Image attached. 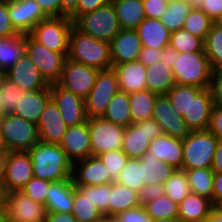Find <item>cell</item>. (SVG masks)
<instances>
[{
    "mask_svg": "<svg viewBox=\"0 0 222 222\" xmlns=\"http://www.w3.org/2000/svg\"><path fill=\"white\" fill-rule=\"evenodd\" d=\"M1 101V100H0ZM5 114L3 113V109H2V106L0 104V120L3 118Z\"/></svg>",
    "mask_w": 222,
    "mask_h": 222,
    "instance_id": "b9fcfbb0",
    "label": "cell"
},
{
    "mask_svg": "<svg viewBox=\"0 0 222 222\" xmlns=\"http://www.w3.org/2000/svg\"><path fill=\"white\" fill-rule=\"evenodd\" d=\"M75 162L80 164V167L78 166L77 170L74 164L72 173L74 185L97 186L114 182L98 156L92 155Z\"/></svg>",
    "mask_w": 222,
    "mask_h": 222,
    "instance_id": "44dd1931",
    "label": "cell"
},
{
    "mask_svg": "<svg viewBox=\"0 0 222 222\" xmlns=\"http://www.w3.org/2000/svg\"><path fill=\"white\" fill-rule=\"evenodd\" d=\"M145 18L160 19L165 13L168 4L161 0H142Z\"/></svg>",
    "mask_w": 222,
    "mask_h": 222,
    "instance_id": "9f6ffc18",
    "label": "cell"
},
{
    "mask_svg": "<svg viewBox=\"0 0 222 222\" xmlns=\"http://www.w3.org/2000/svg\"><path fill=\"white\" fill-rule=\"evenodd\" d=\"M121 29H136L145 19L142 0H111Z\"/></svg>",
    "mask_w": 222,
    "mask_h": 222,
    "instance_id": "d6a6232c",
    "label": "cell"
},
{
    "mask_svg": "<svg viewBox=\"0 0 222 222\" xmlns=\"http://www.w3.org/2000/svg\"><path fill=\"white\" fill-rule=\"evenodd\" d=\"M175 85L172 68L167 67L162 61L146 67V86L149 91L165 95Z\"/></svg>",
    "mask_w": 222,
    "mask_h": 222,
    "instance_id": "4dcf8cb0",
    "label": "cell"
},
{
    "mask_svg": "<svg viewBox=\"0 0 222 222\" xmlns=\"http://www.w3.org/2000/svg\"><path fill=\"white\" fill-rule=\"evenodd\" d=\"M78 0H61L62 9L70 15L75 9Z\"/></svg>",
    "mask_w": 222,
    "mask_h": 222,
    "instance_id": "2644e50d",
    "label": "cell"
},
{
    "mask_svg": "<svg viewBox=\"0 0 222 222\" xmlns=\"http://www.w3.org/2000/svg\"><path fill=\"white\" fill-rule=\"evenodd\" d=\"M46 214L44 204L30 199L21 191L5 193L4 222H44Z\"/></svg>",
    "mask_w": 222,
    "mask_h": 222,
    "instance_id": "9c48e42d",
    "label": "cell"
},
{
    "mask_svg": "<svg viewBox=\"0 0 222 222\" xmlns=\"http://www.w3.org/2000/svg\"><path fill=\"white\" fill-rule=\"evenodd\" d=\"M111 183L91 186V200L102 214H109Z\"/></svg>",
    "mask_w": 222,
    "mask_h": 222,
    "instance_id": "f907efd6",
    "label": "cell"
},
{
    "mask_svg": "<svg viewBox=\"0 0 222 222\" xmlns=\"http://www.w3.org/2000/svg\"><path fill=\"white\" fill-rule=\"evenodd\" d=\"M98 157L114 181L117 180L121 170L125 167L129 159L122 149L107 151L98 155Z\"/></svg>",
    "mask_w": 222,
    "mask_h": 222,
    "instance_id": "c3c4849f",
    "label": "cell"
},
{
    "mask_svg": "<svg viewBox=\"0 0 222 222\" xmlns=\"http://www.w3.org/2000/svg\"><path fill=\"white\" fill-rule=\"evenodd\" d=\"M50 95L67 127L78 126L87 121L84 99L57 83L50 84Z\"/></svg>",
    "mask_w": 222,
    "mask_h": 222,
    "instance_id": "9a60e30c",
    "label": "cell"
},
{
    "mask_svg": "<svg viewBox=\"0 0 222 222\" xmlns=\"http://www.w3.org/2000/svg\"><path fill=\"white\" fill-rule=\"evenodd\" d=\"M198 8L215 23L222 16V0H203Z\"/></svg>",
    "mask_w": 222,
    "mask_h": 222,
    "instance_id": "91938a15",
    "label": "cell"
},
{
    "mask_svg": "<svg viewBox=\"0 0 222 222\" xmlns=\"http://www.w3.org/2000/svg\"><path fill=\"white\" fill-rule=\"evenodd\" d=\"M4 202H5V192L3 187L0 185V221H3Z\"/></svg>",
    "mask_w": 222,
    "mask_h": 222,
    "instance_id": "753ad0ef",
    "label": "cell"
},
{
    "mask_svg": "<svg viewBox=\"0 0 222 222\" xmlns=\"http://www.w3.org/2000/svg\"><path fill=\"white\" fill-rule=\"evenodd\" d=\"M142 162L140 159H128L116 182L132 190L139 191L145 185L143 181Z\"/></svg>",
    "mask_w": 222,
    "mask_h": 222,
    "instance_id": "bcb514c9",
    "label": "cell"
},
{
    "mask_svg": "<svg viewBox=\"0 0 222 222\" xmlns=\"http://www.w3.org/2000/svg\"><path fill=\"white\" fill-rule=\"evenodd\" d=\"M151 219H168L178 221V204L165 194L144 205Z\"/></svg>",
    "mask_w": 222,
    "mask_h": 222,
    "instance_id": "b9f144b4",
    "label": "cell"
},
{
    "mask_svg": "<svg viewBox=\"0 0 222 222\" xmlns=\"http://www.w3.org/2000/svg\"><path fill=\"white\" fill-rule=\"evenodd\" d=\"M169 46L179 53L204 52L203 41L184 29L171 32Z\"/></svg>",
    "mask_w": 222,
    "mask_h": 222,
    "instance_id": "7dc6e473",
    "label": "cell"
},
{
    "mask_svg": "<svg viewBox=\"0 0 222 222\" xmlns=\"http://www.w3.org/2000/svg\"><path fill=\"white\" fill-rule=\"evenodd\" d=\"M164 194V185L157 183L145 184L138 191V197L141 205H144L146 202H149L151 200H155Z\"/></svg>",
    "mask_w": 222,
    "mask_h": 222,
    "instance_id": "11a10c76",
    "label": "cell"
},
{
    "mask_svg": "<svg viewBox=\"0 0 222 222\" xmlns=\"http://www.w3.org/2000/svg\"><path fill=\"white\" fill-rule=\"evenodd\" d=\"M165 195L179 204L191 193L188 178L184 170L176 169L171 177L164 183Z\"/></svg>",
    "mask_w": 222,
    "mask_h": 222,
    "instance_id": "ee69618b",
    "label": "cell"
},
{
    "mask_svg": "<svg viewBox=\"0 0 222 222\" xmlns=\"http://www.w3.org/2000/svg\"><path fill=\"white\" fill-rule=\"evenodd\" d=\"M217 23L222 27V16H221V18L217 21Z\"/></svg>",
    "mask_w": 222,
    "mask_h": 222,
    "instance_id": "09005b40",
    "label": "cell"
},
{
    "mask_svg": "<svg viewBox=\"0 0 222 222\" xmlns=\"http://www.w3.org/2000/svg\"><path fill=\"white\" fill-rule=\"evenodd\" d=\"M71 213L78 222H95L103 215L91 200V186L74 185Z\"/></svg>",
    "mask_w": 222,
    "mask_h": 222,
    "instance_id": "f1b7e54d",
    "label": "cell"
},
{
    "mask_svg": "<svg viewBox=\"0 0 222 222\" xmlns=\"http://www.w3.org/2000/svg\"><path fill=\"white\" fill-rule=\"evenodd\" d=\"M120 91L116 72L100 70L93 88L84 99L87 118L102 117L112 97Z\"/></svg>",
    "mask_w": 222,
    "mask_h": 222,
    "instance_id": "ba28073f",
    "label": "cell"
},
{
    "mask_svg": "<svg viewBox=\"0 0 222 222\" xmlns=\"http://www.w3.org/2000/svg\"><path fill=\"white\" fill-rule=\"evenodd\" d=\"M150 222H176V221L168 219H151Z\"/></svg>",
    "mask_w": 222,
    "mask_h": 222,
    "instance_id": "11e5206c",
    "label": "cell"
},
{
    "mask_svg": "<svg viewBox=\"0 0 222 222\" xmlns=\"http://www.w3.org/2000/svg\"><path fill=\"white\" fill-rule=\"evenodd\" d=\"M73 21L69 16L48 17L40 21L29 35L54 52L68 53L69 33Z\"/></svg>",
    "mask_w": 222,
    "mask_h": 222,
    "instance_id": "52a82bcc",
    "label": "cell"
},
{
    "mask_svg": "<svg viewBox=\"0 0 222 222\" xmlns=\"http://www.w3.org/2000/svg\"><path fill=\"white\" fill-rule=\"evenodd\" d=\"M50 100V86L41 90H24V94L16 104L13 114L37 124Z\"/></svg>",
    "mask_w": 222,
    "mask_h": 222,
    "instance_id": "603a6c76",
    "label": "cell"
},
{
    "mask_svg": "<svg viewBox=\"0 0 222 222\" xmlns=\"http://www.w3.org/2000/svg\"><path fill=\"white\" fill-rule=\"evenodd\" d=\"M161 1H163V2H165V3H169V2L172 1V0H161Z\"/></svg>",
    "mask_w": 222,
    "mask_h": 222,
    "instance_id": "979ff035",
    "label": "cell"
},
{
    "mask_svg": "<svg viewBox=\"0 0 222 222\" xmlns=\"http://www.w3.org/2000/svg\"><path fill=\"white\" fill-rule=\"evenodd\" d=\"M211 169L214 173H222V141H219L213 156Z\"/></svg>",
    "mask_w": 222,
    "mask_h": 222,
    "instance_id": "003e7915",
    "label": "cell"
},
{
    "mask_svg": "<svg viewBox=\"0 0 222 222\" xmlns=\"http://www.w3.org/2000/svg\"><path fill=\"white\" fill-rule=\"evenodd\" d=\"M185 171L191 193L212 202L214 172L211 168L182 169Z\"/></svg>",
    "mask_w": 222,
    "mask_h": 222,
    "instance_id": "f35d334b",
    "label": "cell"
},
{
    "mask_svg": "<svg viewBox=\"0 0 222 222\" xmlns=\"http://www.w3.org/2000/svg\"><path fill=\"white\" fill-rule=\"evenodd\" d=\"M218 142L208 130L190 131L182 140V169L211 168Z\"/></svg>",
    "mask_w": 222,
    "mask_h": 222,
    "instance_id": "5b68a950",
    "label": "cell"
},
{
    "mask_svg": "<svg viewBox=\"0 0 222 222\" xmlns=\"http://www.w3.org/2000/svg\"><path fill=\"white\" fill-rule=\"evenodd\" d=\"M0 131L9 152L28 151L40 141L37 124L13 113L5 114L0 120Z\"/></svg>",
    "mask_w": 222,
    "mask_h": 222,
    "instance_id": "8992f818",
    "label": "cell"
},
{
    "mask_svg": "<svg viewBox=\"0 0 222 222\" xmlns=\"http://www.w3.org/2000/svg\"><path fill=\"white\" fill-rule=\"evenodd\" d=\"M172 70L177 85L209 88L213 69L205 52L179 53Z\"/></svg>",
    "mask_w": 222,
    "mask_h": 222,
    "instance_id": "277c9868",
    "label": "cell"
},
{
    "mask_svg": "<svg viewBox=\"0 0 222 222\" xmlns=\"http://www.w3.org/2000/svg\"><path fill=\"white\" fill-rule=\"evenodd\" d=\"M161 49L142 47V50L139 55V61L145 66H150L159 62Z\"/></svg>",
    "mask_w": 222,
    "mask_h": 222,
    "instance_id": "6125c7cd",
    "label": "cell"
},
{
    "mask_svg": "<svg viewBox=\"0 0 222 222\" xmlns=\"http://www.w3.org/2000/svg\"><path fill=\"white\" fill-rule=\"evenodd\" d=\"M203 46L212 69H222V27L218 23L212 25Z\"/></svg>",
    "mask_w": 222,
    "mask_h": 222,
    "instance_id": "60d3db41",
    "label": "cell"
},
{
    "mask_svg": "<svg viewBox=\"0 0 222 222\" xmlns=\"http://www.w3.org/2000/svg\"><path fill=\"white\" fill-rule=\"evenodd\" d=\"M48 17L69 16L61 6V0H35Z\"/></svg>",
    "mask_w": 222,
    "mask_h": 222,
    "instance_id": "94428289",
    "label": "cell"
},
{
    "mask_svg": "<svg viewBox=\"0 0 222 222\" xmlns=\"http://www.w3.org/2000/svg\"><path fill=\"white\" fill-rule=\"evenodd\" d=\"M72 213H50L47 212L44 222H76Z\"/></svg>",
    "mask_w": 222,
    "mask_h": 222,
    "instance_id": "03108f58",
    "label": "cell"
},
{
    "mask_svg": "<svg viewBox=\"0 0 222 222\" xmlns=\"http://www.w3.org/2000/svg\"><path fill=\"white\" fill-rule=\"evenodd\" d=\"M214 207L208 198L190 193L178 204L177 222H205Z\"/></svg>",
    "mask_w": 222,
    "mask_h": 222,
    "instance_id": "83f0119b",
    "label": "cell"
},
{
    "mask_svg": "<svg viewBox=\"0 0 222 222\" xmlns=\"http://www.w3.org/2000/svg\"><path fill=\"white\" fill-rule=\"evenodd\" d=\"M28 153L34 177L52 182L72 178L74 163L60 145L39 141Z\"/></svg>",
    "mask_w": 222,
    "mask_h": 222,
    "instance_id": "6da1fadb",
    "label": "cell"
},
{
    "mask_svg": "<svg viewBox=\"0 0 222 222\" xmlns=\"http://www.w3.org/2000/svg\"><path fill=\"white\" fill-rule=\"evenodd\" d=\"M18 34L9 17L8 0H0V38Z\"/></svg>",
    "mask_w": 222,
    "mask_h": 222,
    "instance_id": "816d5d0a",
    "label": "cell"
},
{
    "mask_svg": "<svg viewBox=\"0 0 222 222\" xmlns=\"http://www.w3.org/2000/svg\"><path fill=\"white\" fill-rule=\"evenodd\" d=\"M33 177L32 160L28 151H10L1 183L4 192L20 191Z\"/></svg>",
    "mask_w": 222,
    "mask_h": 222,
    "instance_id": "5bb4252c",
    "label": "cell"
},
{
    "mask_svg": "<svg viewBox=\"0 0 222 222\" xmlns=\"http://www.w3.org/2000/svg\"><path fill=\"white\" fill-rule=\"evenodd\" d=\"M158 96V94L148 89L129 94L131 120L133 123L152 119L153 108Z\"/></svg>",
    "mask_w": 222,
    "mask_h": 222,
    "instance_id": "8d00e7d4",
    "label": "cell"
},
{
    "mask_svg": "<svg viewBox=\"0 0 222 222\" xmlns=\"http://www.w3.org/2000/svg\"><path fill=\"white\" fill-rule=\"evenodd\" d=\"M143 181L145 184H162L172 176L176 168L157 159L154 154L145 152L141 157Z\"/></svg>",
    "mask_w": 222,
    "mask_h": 222,
    "instance_id": "836d02e7",
    "label": "cell"
},
{
    "mask_svg": "<svg viewBox=\"0 0 222 222\" xmlns=\"http://www.w3.org/2000/svg\"><path fill=\"white\" fill-rule=\"evenodd\" d=\"M26 54L49 84L60 80L68 53L54 52L26 34Z\"/></svg>",
    "mask_w": 222,
    "mask_h": 222,
    "instance_id": "8fae6325",
    "label": "cell"
},
{
    "mask_svg": "<svg viewBox=\"0 0 222 222\" xmlns=\"http://www.w3.org/2000/svg\"><path fill=\"white\" fill-rule=\"evenodd\" d=\"M192 9V6L184 0H172L169 2L165 13L160 21L170 31L183 29L185 20Z\"/></svg>",
    "mask_w": 222,
    "mask_h": 222,
    "instance_id": "ab89813d",
    "label": "cell"
},
{
    "mask_svg": "<svg viewBox=\"0 0 222 222\" xmlns=\"http://www.w3.org/2000/svg\"><path fill=\"white\" fill-rule=\"evenodd\" d=\"M116 72L120 91L128 94L147 89L146 67L139 61H131L113 65Z\"/></svg>",
    "mask_w": 222,
    "mask_h": 222,
    "instance_id": "cb8c5ba5",
    "label": "cell"
},
{
    "mask_svg": "<svg viewBox=\"0 0 222 222\" xmlns=\"http://www.w3.org/2000/svg\"><path fill=\"white\" fill-rule=\"evenodd\" d=\"M102 118L124 128L131 125L133 122L129 94L123 91L117 92L110 100Z\"/></svg>",
    "mask_w": 222,
    "mask_h": 222,
    "instance_id": "74e56055",
    "label": "cell"
},
{
    "mask_svg": "<svg viewBox=\"0 0 222 222\" xmlns=\"http://www.w3.org/2000/svg\"><path fill=\"white\" fill-rule=\"evenodd\" d=\"M73 179L52 182L47 191L45 207L50 213H71L73 209Z\"/></svg>",
    "mask_w": 222,
    "mask_h": 222,
    "instance_id": "484cf974",
    "label": "cell"
},
{
    "mask_svg": "<svg viewBox=\"0 0 222 222\" xmlns=\"http://www.w3.org/2000/svg\"><path fill=\"white\" fill-rule=\"evenodd\" d=\"M135 30L141 40L142 47L162 50L169 46L171 32L160 19L145 18Z\"/></svg>",
    "mask_w": 222,
    "mask_h": 222,
    "instance_id": "4316f807",
    "label": "cell"
},
{
    "mask_svg": "<svg viewBox=\"0 0 222 222\" xmlns=\"http://www.w3.org/2000/svg\"><path fill=\"white\" fill-rule=\"evenodd\" d=\"M142 50L141 40L135 29H121L110 42L112 66L137 61Z\"/></svg>",
    "mask_w": 222,
    "mask_h": 222,
    "instance_id": "d6986e66",
    "label": "cell"
},
{
    "mask_svg": "<svg viewBox=\"0 0 222 222\" xmlns=\"http://www.w3.org/2000/svg\"><path fill=\"white\" fill-rule=\"evenodd\" d=\"M95 222H119L116 215L103 214Z\"/></svg>",
    "mask_w": 222,
    "mask_h": 222,
    "instance_id": "8c879c8a",
    "label": "cell"
},
{
    "mask_svg": "<svg viewBox=\"0 0 222 222\" xmlns=\"http://www.w3.org/2000/svg\"><path fill=\"white\" fill-rule=\"evenodd\" d=\"M152 119L155 120L167 134L173 138L183 140L190 130L182 117L165 95H159L155 101Z\"/></svg>",
    "mask_w": 222,
    "mask_h": 222,
    "instance_id": "2e32d148",
    "label": "cell"
},
{
    "mask_svg": "<svg viewBox=\"0 0 222 222\" xmlns=\"http://www.w3.org/2000/svg\"><path fill=\"white\" fill-rule=\"evenodd\" d=\"M26 53V34L0 38V71L4 74Z\"/></svg>",
    "mask_w": 222,
    "mask_h": 222,
    "instance_id": "1f68e13d",
    "label": "cell"
},
{
    "mask_svg": "<svg viewBox=\"0 0 222 222\" xmlns=\"http://www.w3.org/2000/svg\"><path fill=\"white\" fill-rule=\"evenodd\" d=\"M203 88L191 85H175L165 96L173 104L174 109L182 115L190 130L192 96H196Z\"/></svg>",
    "mask_w": 222,
    "mask_h": 222,
    "instance_id": "e575fe53",
    "label": "cell"
},
{
    "mask_svg": "<svg viewBox=\"0 0 222 222\" xmlns=\"http://www.w3.org/2000/svg\"><path fill=\"white\" fill-rule=\"evenodd\" d=\"M51 183L52 181L33 177L20 191L27 195L30 199L45 205L47 200V191Z\"/></svg>",
    "mask_w": 222,
    "mask_h": 222,
    "instance_id": "681fc988",
    "label": "cell"
},
{
    "mask_svg": "<svg viewBox=\"0 0 222 222\" xmlns=\"http://www.w3.org/2000/svg\"><path fill=\"white\" fill-rule=\"evenodd\" d=\"M116 216L119 222H150L151 220L143 205L120 212Z\"/></svg>",
    "mask_w": 222,
    "mask_h": 222,
    "instance_id": "db71d44e",
    "label": "cell"
},
{
    "mask_svg": "<svg viewBox=\"0 0 222 222\" xmlns=\"http://www.w3.org/2000/svg\"><path fill=\"white\" fill-rule=\"evenodd\" d=\"M205 222H222V206H215Z\"/></svg>",
    "mask_w": 222,
    "mask_h": 222,
    "instance_id": "a7ac6f4b",
    "label": "cell"
},
{
    "mask_svg": "<svg viewBox=\"0 0 222 222\" xmlns=\"http://www.w3.org/2000/svg\"><path fill=\"white\" fill-rule=\"evenodd\" d=\"M148 151L158 160L170 164L176 169H182L183 145L181 139L163 133L150 141Z\"/></svg>",
    "mask_w": 222,
    "mask_h": 222,
    "instance_id": "d4e9b609",
    "label": "cell"
},
{
    "mask_svg": "<svg viewBox=\"0 0 222 222\" xmlns=\"http://www.w3.org/2000/svg\"><path fill=\"white\" fill-rule=\"evenodd\" d=\"M4 75L22 90H41L50 86L26 53Z\"/></svg>",
    "mask_w": 222,
    "mask_h": 222,
    "instance_id": "ac0fdd59",
    "label": "cell"
},
{
    "mask_svg": "<svg viewBox=\"0 0 222 222\" xmlns=\"http://www.w3.org/2000/svg\"><path fill=\"white\" fill-rule=\"evenodd\" d=\"M59 145L76 166L75 161L92 156L87 121L78 126L68 127Z\"/></svg>",
    "mask_w": 222,
    "mask_h": 222,
    "instance_id": "7402d4cb",
    "label": "cell"
},
{
    "mask_svg": "<svg viewBox=\"0 0 222 222\" xmlns=\"http://www.w3.org/2000/svg\"><path fill=\"white\" fill-rule=\"evenodd\" d=\"M162 134V128L153 119L132 123L125 127L121 149L129 159H141L148 151L150 141Z\"/></svg>",
    "mask_w": 222,
    "mask_h": 222,
    "instance_id": "30bf717a",
    "label": "cell"
},
{
    "mask_svg": "<svg viewBox=\"0 0 222 222\" xmlns=\"http://www.w3.org/2000/svg\"><path fill=\"white\" fill-rule=\"evenodd\" d=\"M100 70L66 58L60 80L57 84L85 99L94 86Z\"/></svg>",
    "mask_w": 222,
    "mask_h": 222,
    "instance_id": "4fadbf2b",
    "label": "cell"
},
{
    "mask_svg": "<svg viewBox=\"0 0 222 222\" xmlns=\"http://www.w3.org/2000/svg\"><path fill=\"white\" fill-rule=\"evenodd\" d=\"M212 204L222 206V173H214Z\"/></svg>",
    "mask_w": 222,
    "mask_h": 222,
    "instance_id": "be15d7a7",
    "label": "cell"
},
{
    "mask_svg": "<svg viewBox=\"0 0 222 222\" xmlns=\"http://www.w3.org/2000/svg\"><path fill=\"white\" fill-rule=\"evenodd\" d=\"M8 154H9L8 150H0V185L5 175L6 160Z\"/></svg>",
    "mask_w": 222,
    "mask_h": 222,
    "instance_id": "89a4df30",
    "label": "cell"
},
{
    "mask_svg": "<svg viewBox=\"0 0 222 222\" xmlns=\"http://www.w3.org/2000/svg\"><path fill=\"white\" fill-rule=\"evenodd\" d=\"M207 130L222 141V106L213 105Z\"/></svg>",
    "mask_w": 222,
    "mask_h": 222,
    "instance_id": "680465c9",
    "label": "cell"
},
{
    "mask_svg": "<svg viewBox=\"0 0 222 222\" xmlns=\"http://www.w3.org/2000/svg\"><path fill=\"white\" fill-rule=\"evenodd\" d=\"M213 105L209 88H203L192 96L190 131L207 130Z\"/></svg>",
    "mask_w": 222,
    "mask_h": 222,
    "instance_id": "f546056e",
    "label": "cell"
},
{
    "mask_svg": "<svg viewBox=\"0 0 222 222\" xmlns=\"http://www.w3.org/2000/svg\"><path fill=\"white\" fill-rule=\"evenodd\" d=\"M67 58L98 70L112 68L110 43L85 35L74 26L69 33Z\"/></svg>",
    "mask_w": 222,
    "mask_h": 222,
    "instance_id": "7a4b0ae2",
    "label": "cell"
},
{
    "mask_svg": "<svg viewBox=\"0 0 222 222\" xmlns=\"http://www.w3.org/2000/svg\"><path fill=\"white\" fill-rule=\"evenodd\" d=\"M8 11L14 28L24 34L48 18L35 0H8Z\"/></svg>",
    "mask_w": 222,
    "mask_h": 222,
    "instance_id": "e0dca14e",
    "label": "cell"
},
{
    "mask_svg": "<svg viewBox=\"0 0 222 222\" xmlns=\"http://www.w3.org/2000/svg\"><path fill=\"white\" fill-rule=\"evenodd\" d=\"M111 0H78L76 9L69 15L74 22L79 16L109 4Z\"/></svg>",
    "mask_w": 222,
    "mask_h": 222,
    "instance_id": "f5cc1de1",
    "label": "cell"
},
{
    "mask_svg": "<svg viewBox=\"0 0 222 222\" xmlns=\"http://www.w3.org/2000/svg\"><path fill=\"white\" fill-rule=\"evenodd\" d=\"M24 90L9 80L4 74L0 78V104L4 114H12Z\"/></svg>",
    "mask_w": 222,
    "mask_h": 222,
    "instance_id": "f6af8a7d",
    "label": "cell"
},
{
    "mask_svg": "<svg viewBox=\"0 0 222 222\" xmlns=\"http://www.w3.org/2000/svg\"><path fill=\"white\" fill-rule=\"evenodd\" d=\"M37 128L41 142L56 145L61 143L68 127L52 99L47 103L45 110L42 112Z\"/></svg>",
    "mask_w": 222,
    "mask_h": 222,
    "instance_id": "ffe728a7",
    "label": "cell"
},
{
    "mask_svg": "<svg viewBox=\"0 0 222 222\" xmlns=\"http://www.w3.org/2000/svg\"><path fill=\"white\" fill-rule=\"evenodd\" d=\"M0 150H7L4 143H3V138L1 135V131H0Z\"/></svg>",
    "mask_w": 222,
    "mask_h": 222,
    "instance_id": "2a66077c",
    "label": "cell"
},
{
    "mask_svg": "<svg viewBox=\"0 0 222 222\" xmlns=\"http://www.w3.org/2000/svg\"><path fill=\"white\" fill-rule=\"evenodd\" d=\"M93 156L122 148L125 128L102 117L87 118Z\"/></svg>",
    "mask_w": 222,
    "mask_h": 222,
    "instance_id": "7c38bea8",
    "label": "cell"
},
{
    "mask_svg": "<svg viewBox=\"0 0 222 222\" xmlns=\"http://www.w3.org/2000/svg\"><path fill=\"white\" fill-rule=\"evenodd\" d=\"M214 23L198 7H192L185 20L183 29L204 42Z\"/></svg>",
    "mask_w": 222,
    "mask_h": 222,
    "instance_id": "7bdbcfd3",
    "label": "cell"
},
{
    "mask_svg": "<svg viewBox=\"0 0 222 222\" xmlns=\"http://www.w3.org/2000/svg\"><path fill=\"white\" fill-rule=\"evenodd\" d=\"M187 1L192 7H198L203 0H184Z\"/></svg>",
    "mask_w": 222,
    "mask_h": 222,
    "instance_id": "34e18365",
    "label": "cell"
},
{
    "mask_svg": "<svg viewBox=\"0 0 222 222\" xmlns=\"http://www.w3.org/2000/svg\"><path fill=\"white\" fill-rule=\"evenodd\" d=\"M179 52L176 49L171 48L170 46L162 49L160 52V61L163 62L167 67L173 69V65L178 58Z\"/></svg>",
    "mask_w": 222,
    "mask_h": 222,
    "instance_id": "e7e4bbea",
    "label": "cell"
},
{
    "mask_svg": "<svg viewBox=\"0 0 222 222\" xmlns=\"http://www.w3.org/2000/svg\"><path fill=\"white\" fill-rule=\"evenodd\" d=\"M138 192L118 182L111 183L109 215H117L125 210L140 206Z\"/></svg>",
    "mask_w": 222,
    "mask_h": 222,
    "instance_id": "d590c367",
    "label": "cell"
},
{
    "mask_svg": "<svg viewBox=\"0 0 222 222\" xmlns=\"http://www.w3.org/2000/svg\"><path fill=\"white\" fill-rule=\"evenodd\" d=\"M73 26L85 35L108 43L121 30L112 2L79 16L73 22Z\"/></svg>",
    "mask_w": 222,
    "mask_h": 222,
    "instance_id": "3957f363",
    "label": "cell"
},
{
    "mask_svg": "<svg viewBox=\"0 0 222 222\" xmlns=\"http://www.w3.org/2000/svg\"><path fill=\"white\" fill-rule=\"evenodd\" d=\"M209 89L213 104L222 106V69L213 70Z\"/></svg>",
    "mask_w": 222,
    "mask_h": 222,
    "instance_id": "6f0895ef",
    "label": "cell"
}]
</instances>
